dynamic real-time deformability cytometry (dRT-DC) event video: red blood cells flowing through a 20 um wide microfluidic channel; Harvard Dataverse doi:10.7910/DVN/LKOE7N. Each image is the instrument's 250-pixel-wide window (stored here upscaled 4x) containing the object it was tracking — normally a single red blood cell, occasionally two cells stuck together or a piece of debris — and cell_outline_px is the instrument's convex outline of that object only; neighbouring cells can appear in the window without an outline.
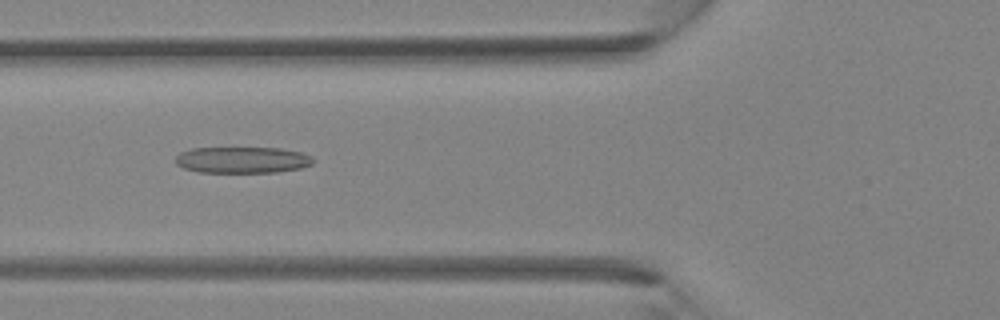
{"species": "Egyptian fruit bat (a non-hibernating species)", "species_latin": "Rousettus aegyptiacus", "temperature_condition": "room temperature", "stored_images_in_passage": 28, "camera_frame_rate_fps": 3000, "um_per_image_px": 0.085, "animal": {"sex": "female"}, "frame": {"image": 1, "passage_image": 3, "time_ms": 0.667, "image_size_px": [1000, 320], "cell_outline_px": [[312, 164], [300, 168], [276, 172], [200, 172], [184, 168], [176, 164], [176, 156], [180, 152], [192, 148], [280, 148], [300, 152], [312, 156]], "centroid_in_image_um": [20.58, 13.59], "position_along_channel_um": 105.2, "area_um2": 20.98}}
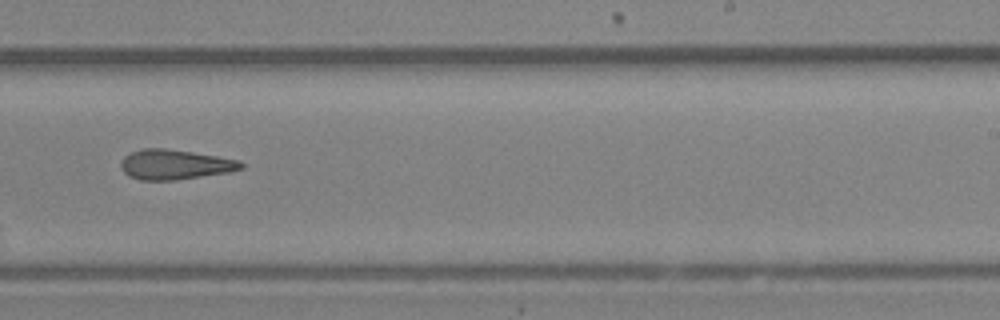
{"frame": {"image": 2, "passage_image": 13, "time_ms": 4.0, "image_size_px": [1000, 320], "cell_outline_px": [[244, 168], [232, 172], [176, 180], [140, 180], [128, 176], [120, 168], [120, 164], [124, 156], [140, 148], [164, 148], [192, 152], [240, 160], [244, 164]], "centroid_in_image_um": [14.87, 13.99], "position_along_channel_um": 274.1, "area_um2": 21.15}}
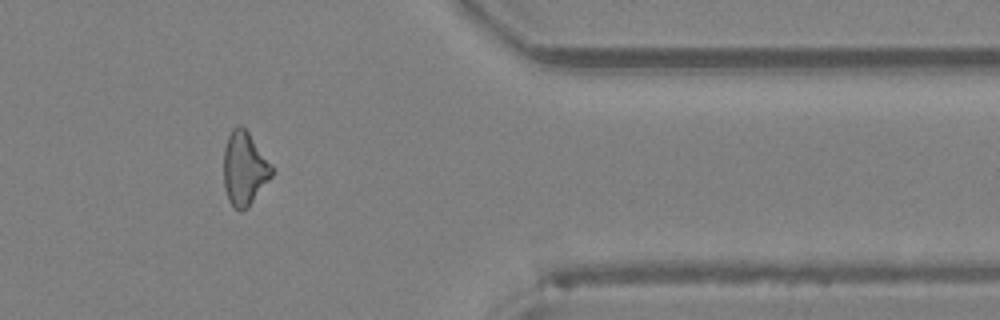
{"frame": {"image": 3, "passage_image": 21, "time_ms": 6.667, "image_size_px": [1000, 320], "cell_outline_px": [[272, 176], [248, 208], [240, 212], [228, 200], [224, 184], [224, 148], [228, 136], [232, 128], [236, 124], [240, 124], [248, 132], [272, 164]], "centroid_in_image_um": [20.77, 14.32], "position_along_channel_um": 390.6, "area_um2": 20.63}}